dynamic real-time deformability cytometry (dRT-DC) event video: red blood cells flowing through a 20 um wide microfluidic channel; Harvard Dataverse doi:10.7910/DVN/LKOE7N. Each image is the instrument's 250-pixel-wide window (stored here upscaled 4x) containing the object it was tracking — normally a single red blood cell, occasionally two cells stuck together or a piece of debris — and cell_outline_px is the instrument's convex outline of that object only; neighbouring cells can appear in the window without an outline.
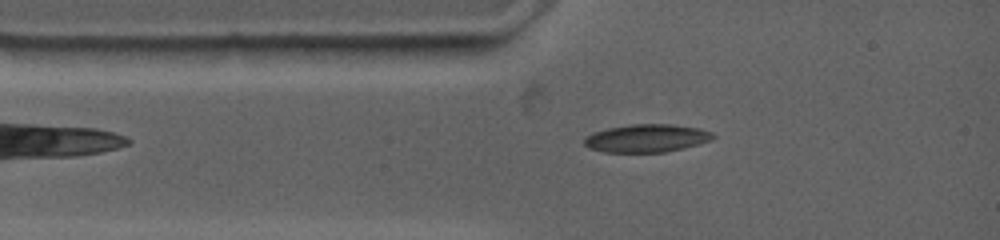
{"species": "common noctule bat (a hibernating species)", "species_latin": "Nyctalus noctula", "temperature_condition": "warm", "stored_images_in_passage": 6, "camera_frame_rate_fps": 4500, "um_per_image_px": 0.085, "animal": {"sex": "female", "body_mass_g": 19.0, "forearm_length_mm": 53.3}, "frame": {"image": 1, "passage_image": 4, "time_ms": 1.111, "image_size_px": [1000, 240], "cell_outline_px": [[716, 136], [712, 140], [700, 144], [684, 148], [664, 152], [604, 152], [588, 148], [584, 144], [584, 136], [592, 132], [608, 128], [632, 124], [672, 124], [700, 128], [712, 132]], "centroid_in_image_um": [54.97, 11.75], "position_along_channel_um": 30.0, "area_um2": 21.21}}